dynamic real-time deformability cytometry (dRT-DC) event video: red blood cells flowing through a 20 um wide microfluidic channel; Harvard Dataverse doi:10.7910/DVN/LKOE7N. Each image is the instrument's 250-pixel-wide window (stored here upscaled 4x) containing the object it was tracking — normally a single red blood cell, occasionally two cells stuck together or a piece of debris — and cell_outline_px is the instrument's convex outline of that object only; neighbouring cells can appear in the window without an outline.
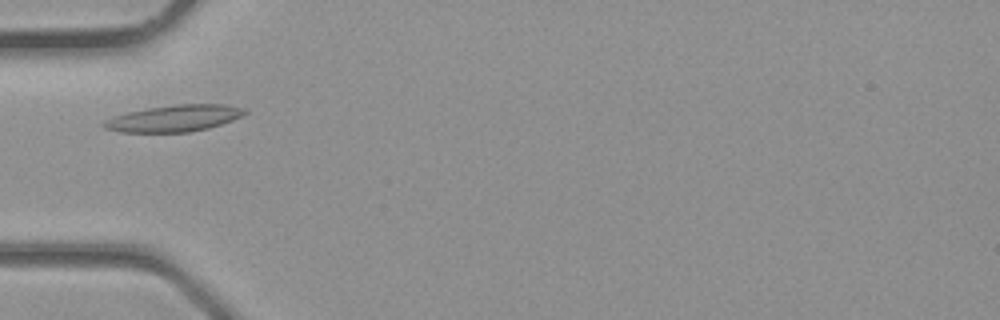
{"species": "common noctule bat (a hibernating species)", "species_latin": "Nyctalus noctula", "temperature_condition": "room temperature", "stored_images_in_passage": 1, "camera_frame_rate_fps": 3000, "um_per_image_px": 0.085, "animal": {"sex": "male", "body_mass_g": 23.1, "forearm_length_mm": 52.7}, "frame": {"image": 1, "passage_image": 1, "time_ms": 0.0, "image_size_px": [1000, 320], "cell_outline_px": [[248, 112], [232, 120], [208, 128], [188, 132], [120, 132], [104, 128], [100, 124], [104, 120], [128, 112], [148, 108], [176, 104], [224, 104], [244, 108]], "centroid_in_image_um": [14.79, 10.05], "position_along_channel_um": 70.2, "area_um2": 21.68}}